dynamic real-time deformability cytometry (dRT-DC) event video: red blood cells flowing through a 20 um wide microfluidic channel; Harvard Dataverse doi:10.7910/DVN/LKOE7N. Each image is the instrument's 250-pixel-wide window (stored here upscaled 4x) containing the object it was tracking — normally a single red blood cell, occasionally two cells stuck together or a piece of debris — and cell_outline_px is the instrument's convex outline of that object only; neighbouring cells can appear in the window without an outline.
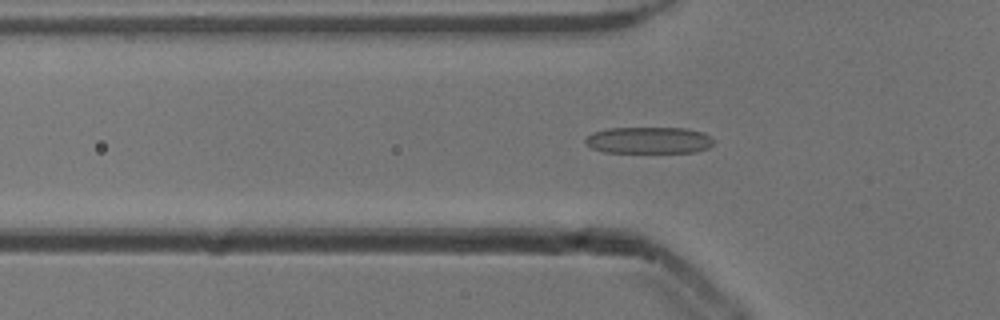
{"species": "common noctule bat (a hibernating species)", "species_latin": "Nyctalus noctula", "temperature_condition": "cold", "stored_images_in_passage": 48, "camera_frame_rate_fps": 3000, "um_per_image_px": 0.085, "animal": {"sex": "male", "body_mass_g": 13.3}, "frame": {"image": 1, "passage_image": 14, "time_ms": 4.333, "image_size_px": [1000, 320], "cell_outline_px": [[716, 140], [708, 148], [696, 152], [604, 152], [592, 148], [584, 140], [592, 132], [608, 128], [684, 128], [704, 132], [712, 136]], "centroid_in_image_um": [55.2, 11.91], "position_along_channel_um": 70.6, "area_um2": 20.0}}
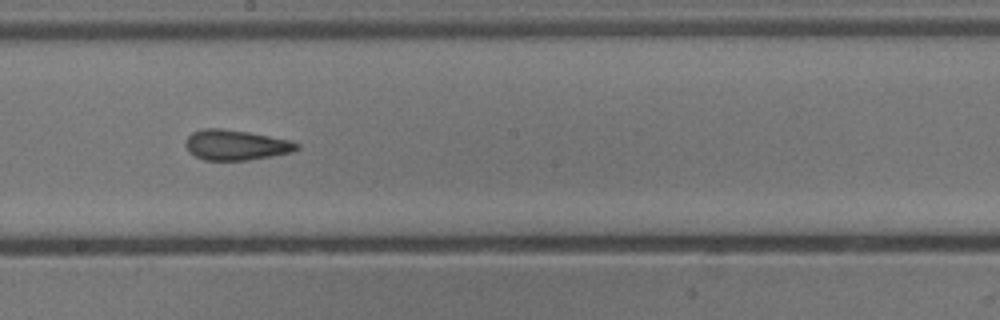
{"frame": {"image": 2, "passage_image": 26, "time_ms": 8.333, "image_size_px": [1000, 320], "cell_outline_px": [[300, 148], [292, 152], [272, 156], [248, 160], [204, 160], [188, 152], [184, 144], [188, 136], [192, 132], [204, 128], [220, 128], [248, 132], [288, 140], [300, 144]], "centroid_in_image_um": [20.02, 12.33], "position_along_channel_um": 228.2, "area_um2": 19.59}}
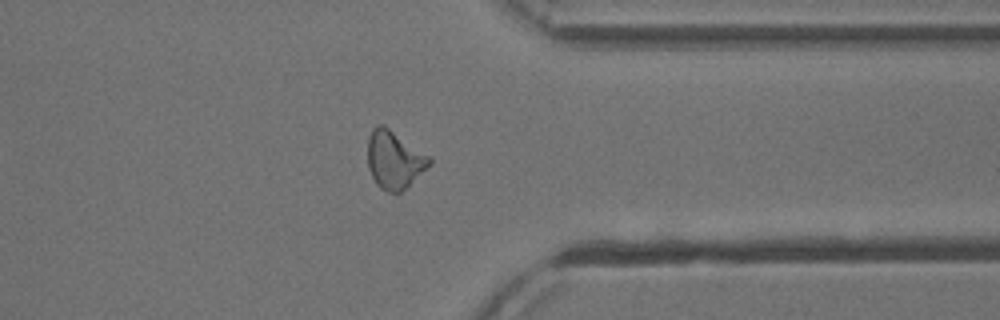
{"frame": {"image": 3, "passage_image": 38, "time_ms": 12.333, "image_size_px": [1000, 320], "cell_outline_px": [[432, 164], [400, 192], [388, 192], [380, 188], [376, 184], [368, 168], [368, 136], [372, 128], [380, 124], [384, 124], [432, 156]], "centroid_in_image_um": [33.53, 13.54], "position_along_channel_um": 377.9, "area_um2": 21.1}}